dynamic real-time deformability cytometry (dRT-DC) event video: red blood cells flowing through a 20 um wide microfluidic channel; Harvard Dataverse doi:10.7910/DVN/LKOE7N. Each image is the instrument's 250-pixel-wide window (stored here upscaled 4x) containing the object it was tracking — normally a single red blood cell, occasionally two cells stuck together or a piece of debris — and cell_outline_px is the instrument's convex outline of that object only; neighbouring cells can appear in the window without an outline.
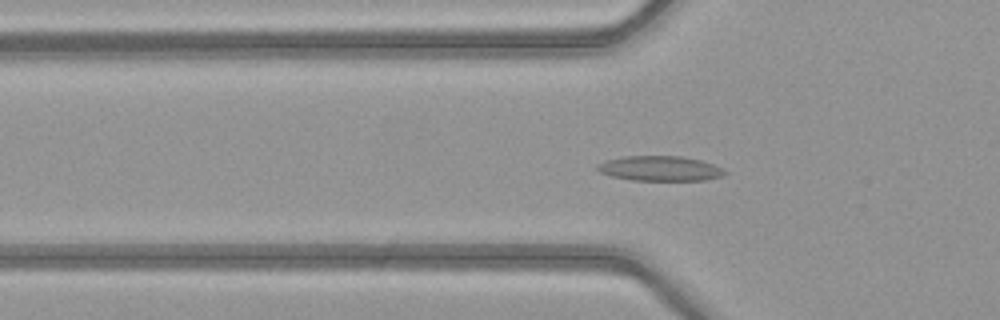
{"species": "common noctule bat (a hibernating species)", "species_latin": "Nyctalus noctula", "temperature_condition": "warm", "stored_images_in_passage": 52, "camera_frame_rate_fps": 3000, "um_per_image_px": 0.085, "animal": {"sex": "female", "body_mass_g": 21.9}, "frame": {"image": 1, "passage_image": 18, "time_ms": 5.667, "image_size_px": [1000, 320], "cell_outline_px": [[728, 172], [724, 176], [704, 180], [632, 180], [612, 176], [600, 172], [596, 168], [596, 164], [604, 160], [624, 156], [680, 156], [700, 160], [712, 164]], "centroid_in_image_um": [56.07, 14.31], "position_along_channel_um": 69.7, "area_um2": 18.5}}
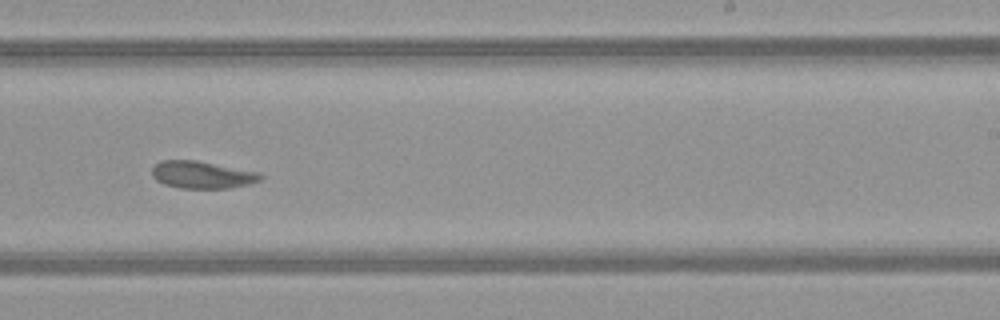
{"frame": {"image": 2, "passage_image": 33, "time_ms": 10.667, "image_size_px": [1000, 320], "cell_outline_px": [[264, 176], [260, 180], [248, 184], [228, 188], [180, 188], [164, 184], [156, 180], [152, 176], [152, 168], [160, 160], [196, 160], [260, 172]], "centroid_in_image_um": [17.17, 14.85], "position_along_channel_um": 271.8, "area_um2": 17.28}}
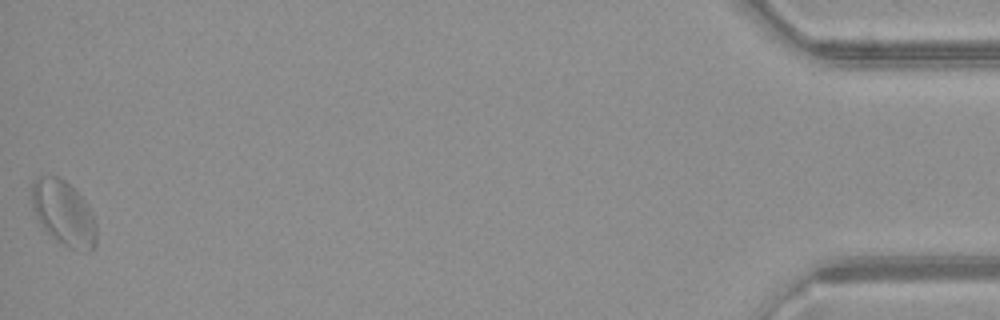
{"frame": {"image": 3, "passage_image": 52, "time_ms": 17.0, "image_size_px": [1000, 320], "cell_outline_px": [[96, 244], [88, 252], [84, 252], [72, 248], [64, 244], [52, 236], [44, 228], [36, 216], [32, 208], [32, 184], [36, 176], [60, 176], [88, 204], [92, 212], [96, 224]], "centroid_in_image_um": [5.42, 18.1], "position_along_channel_um": 429.8, "area_um2": 24.22}, "authors_computed_cell_mechanics": {"area_um2": 18.2648, "velocity_mm_per_s": 4.0248, "shape_relaxation_time_tau1_ms": null, "shape_relaxation_time_tau2_ms": 2.4181, "deformation_change_tau1": null, "deformation_change_tau2": 0.0591}}